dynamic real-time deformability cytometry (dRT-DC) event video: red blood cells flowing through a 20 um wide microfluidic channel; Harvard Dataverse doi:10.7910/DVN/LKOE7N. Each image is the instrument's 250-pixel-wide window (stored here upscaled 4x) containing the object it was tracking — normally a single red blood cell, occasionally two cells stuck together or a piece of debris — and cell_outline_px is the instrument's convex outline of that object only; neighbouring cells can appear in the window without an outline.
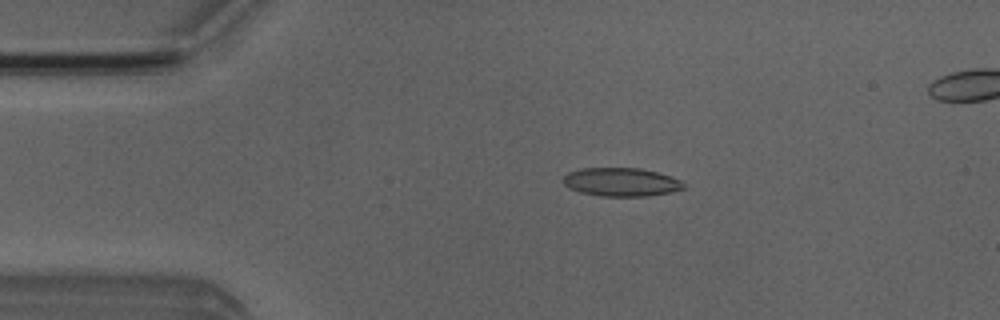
{"species": "Egyptian fruit bat (a non-hibernating species)", "species_latin": "Rousettus aegyptiacus", "temperature_condition": "room temperature", "stored_images_in_passage": 5, "camera_frame_rate_fps": 3000, "um_per_image_px": 0.085, "animal": {"sex": "male"}, "frame": {"image": 1, "passage_image": 3, "time_ms": 2.333, "image_size_px": [1000, 320], "cell_outline_px": [[684, 188], [668, 192], [648, 196], [600, 196], [580, 192], [568, 188], [564, 184], [564, 176], [568, 172], [584, 168], [640, 168], [656, 172], [680, 180], [684, 184]], "centroid_in_image_um": [52.76, 15.47], "position_along_channel_um": 32.2, "area_um2": 19.77}}